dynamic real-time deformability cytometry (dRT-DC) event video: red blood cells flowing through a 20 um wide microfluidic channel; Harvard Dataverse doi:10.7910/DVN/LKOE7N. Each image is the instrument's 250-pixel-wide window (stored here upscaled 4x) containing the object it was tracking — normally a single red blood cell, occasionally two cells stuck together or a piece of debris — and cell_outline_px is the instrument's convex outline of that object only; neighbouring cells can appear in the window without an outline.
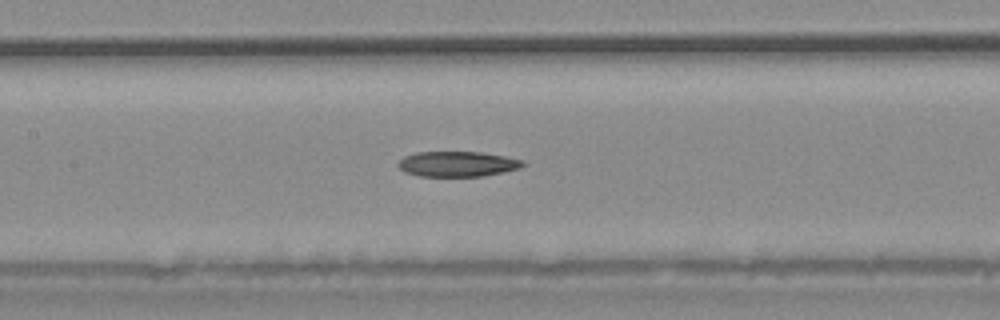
{"species": "common noctule bat (a hibernating species)", "species_latin": "Nyctalus noctula", "temperature_condition": "warm", "stored_images_in_passage": 37, "camera_frame_rate_fps": 3000, "um_per_image_px": 0.085, "animal": {"sex": "male", "body_mass_g": 20.4}, "frame": {"image": 1, "passage_image": 16, "time_ms": 5.0, "image_size_px": [1000, 320], "cell_outline_px": [[528, 164], [520, 168], [504, 172], [484, 176], [420, 176], [404, 172], [396, 164], [404, 156], [416, 152], [480, 152], [504, 156], [524, 160]], "centroid_in_image_um": [38.91, 13.94], "position_along_channel_um": 168.5, "area_um2": 18.5}}
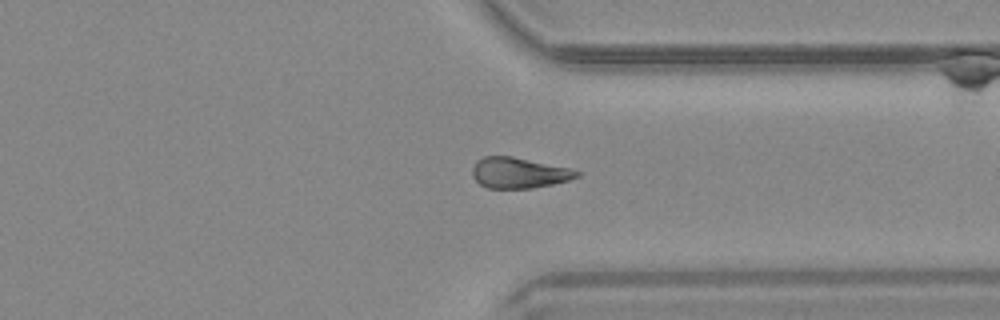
{"frame": {"image": 2, "passage_image": 27, "time_ms": 8.667, "image_size_px": [1000, 320], "cell_outline_px": [[584, 172], [580, 176], [568, 180], [552, 184], [532, 188], [488, 188], [480, 184], [472, 176], [472, 168], [476, 160], [484, 156], [512, 156], [572, 168]], "centroid_in_image_um": [44.14, 14.68], "position_along_channel_um": 367.3, "area_um2": 18.9}}
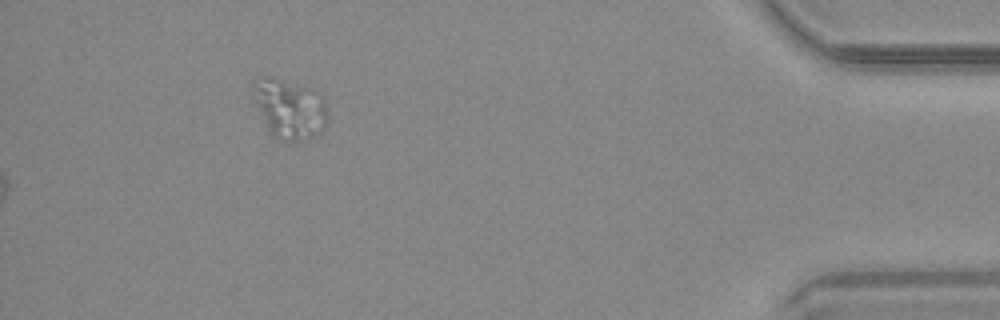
{"frame": {"image": 3, "passage_image": 37, "time_ms": 12.0, "image_size_px": [1000, 320], "cell_outline_px": [[328, 120], [324, 128], [320, 132], [312, 136], [296, 140], [284, 140], [276, 136], [272, 132], [252, 100], [252, 80], [272, 80], [316, 88], [320, 92], [324, 100], [328, 112]], "centroid_in_image_um": [24.67, 9.24], "position_along_channel_um": 410.5, "area_um2": 25.09}}